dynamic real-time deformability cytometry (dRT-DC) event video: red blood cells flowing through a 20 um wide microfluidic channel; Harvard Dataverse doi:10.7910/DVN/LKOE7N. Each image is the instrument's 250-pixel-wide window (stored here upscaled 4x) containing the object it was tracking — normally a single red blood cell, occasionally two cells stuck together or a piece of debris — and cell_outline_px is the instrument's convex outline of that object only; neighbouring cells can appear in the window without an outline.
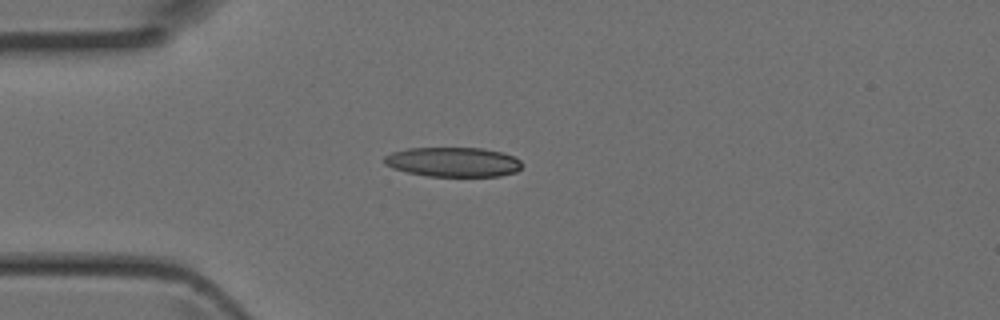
{"species": "Egyptian fruit bat (a non-hibernating species)", "species_latin": "Rousettus aegyptiacus", "temperature_condition": "room temperature", "stored_images_in_passage": 4, "camera_frame_rate_fps": 3000, "um_per_image_px": 0.085, "animal": {"sex": "female"}, "frame": {"image": 1, "passage_image": 3, "time_ms": 0.667, "image_size_px": [1000, 320], "cell_outline_px": [[520, 168], [516, 172], [500, 176], [428, 176], [408, 172], [392, 168], [384, 164], [384, 156], [392, 152], [408, 148], [484, 148], [500, 152], [512, 156], [520, 160]], "centroid_in_image_um": [38.49, 13.77], "position_along_channel_um": 46.5, "area_um2": 23.64}}